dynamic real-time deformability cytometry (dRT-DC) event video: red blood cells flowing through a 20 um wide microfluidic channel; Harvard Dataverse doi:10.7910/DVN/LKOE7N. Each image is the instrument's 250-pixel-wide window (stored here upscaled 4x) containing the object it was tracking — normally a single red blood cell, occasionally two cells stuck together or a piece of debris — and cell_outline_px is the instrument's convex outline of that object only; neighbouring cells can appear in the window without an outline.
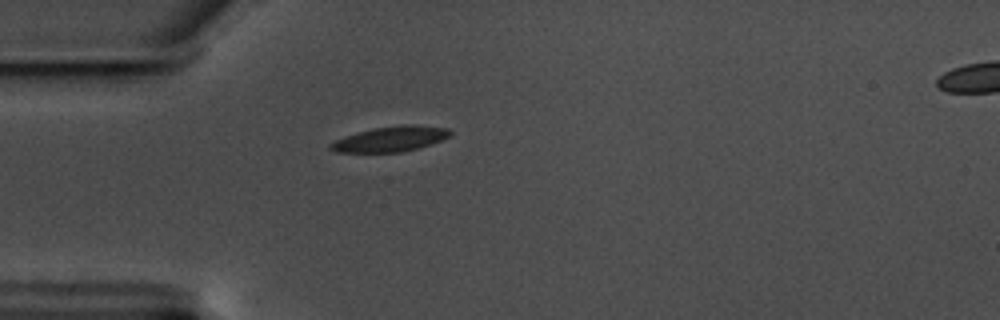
{"species": "common noctule bat (a hibernating species)", "species_latin": "Nyctalus noctula", "temperature_condition": "warm", "stored_images_in_passage": 43, "camera_frame_rate_fps": 3000, "um_per_image_px": 0.085, "animal": {"sex": "male", "body_mass_g": 17.5, "forearm_length_mm": 52.3}, "frame": {"image": 1, "passage_image": 1, "time_ms": 0.0, "image_size_px": [1000, 320], "cell_outline_px": [[452, 132], [448, 136], [440, 140], [420, 148], [400, 152], [336, 152], [328, 148], [328, 144], [336, 140], [356, 132], [376, 128], [404, 124], [416, 124], [448, 128]], "centroid_in_image_um": [33.18, 11.81], "position_along_channel_um": 51.8, "area_um2": 17.51}}
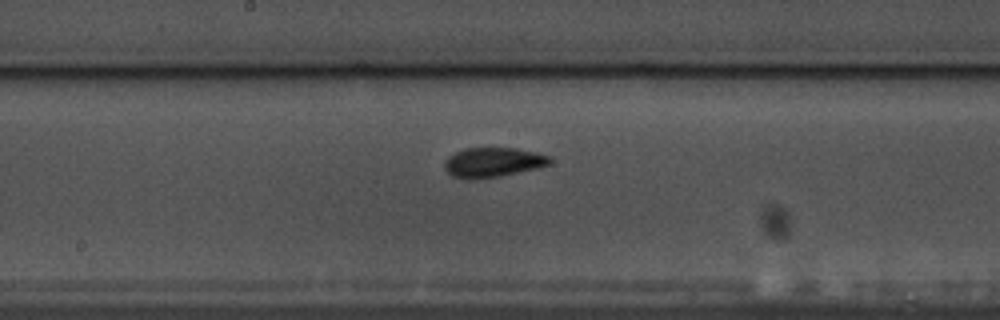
{"frame": {"image": 2, "passage_image": 15, "time_ms": 4.667, "image_size_px": [1000, 320], "cell_outline_px": [[552, 160], [548, 164], [536, 168], [500, 176], [472, 180], [468, 180], [452, 176], [444, 168], [444, 160], [448, 156], [464, 148], [516, 148], [536, 152], [552, 156]], "centroid_in_image_um": [41.87, 13.8], "position_along_channel_um": 206.3, "area_um2": 18.32}}
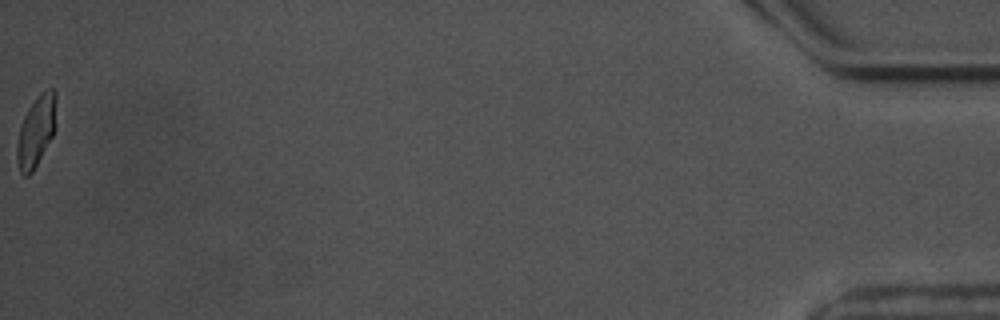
{"frame": {"image": 3, "passage_image": 43, "time_ms": 14.0, "image_size_px": [1000, 320], "cell_outline_px": [[56, 128], [52, 136], [32, 172], [28, 176], [24, 176], [20, 172], [16, 160], [16, 144], [20, 124], [28, 108], [40, 92], [44, 88], [52, 88], [56, 92]], "centroid_in_image_um": [3.07, 11.11], "position_along_channel_um": 432.1, "area_um2": 16.47}, "authors_computed_cell_mechanics": {"area_um2": 17.2244, "velocity_mm_per_s": 3.514, "shape_relaxation_time_tau1_ms": 3.9044, "shape_relaxation_time_tau2_ms": 2.093, "deformation_change_tau1": 0.1377, "deformation_change_tau2": 0.0633}}